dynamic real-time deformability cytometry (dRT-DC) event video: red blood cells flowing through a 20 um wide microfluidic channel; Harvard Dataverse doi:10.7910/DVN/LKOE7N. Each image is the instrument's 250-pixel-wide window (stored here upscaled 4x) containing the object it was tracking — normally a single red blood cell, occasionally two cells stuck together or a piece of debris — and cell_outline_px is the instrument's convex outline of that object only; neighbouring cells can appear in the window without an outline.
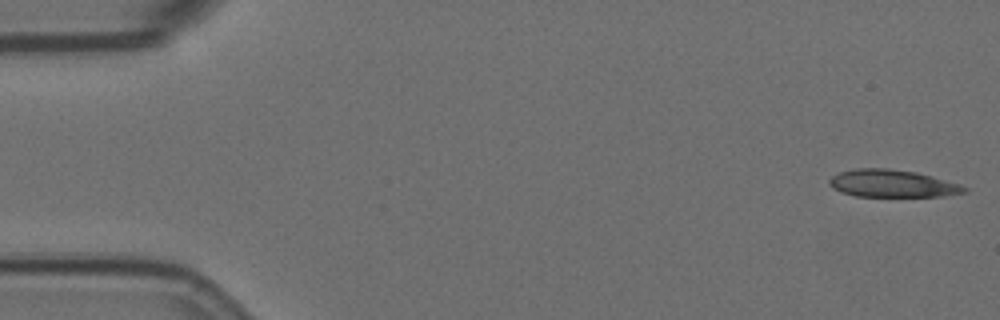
{"species": "Egyptian fruit bat (a non-hibernating species)", "species_latin": "Rousettus aegyptiacus", "temperature_condition": "room temperature", "stored_images_in_passage": 57, "segment_of_instrument_passage": [1, 2], "camera_frame_rate_fps": 3000, "um_per_image_px": 0.085, "animal": {"sex": "female"}, "frame": {"image": 1, "passage_image": 1, "time_ms": 0.0, "image_size_px": [1000, 320], "cell_outline_px": [[968, 192], [944, 196], [856, 196], [840, 192], [832, 188], [828, 184], [828, 180], [836, 172], [856, 168], [888, 168], [916, 172], [932, 176], [960, 184], [968, 188]], "centroid_in_image_um": [75.81, 15.59], "position_along_channel_um": 9.2, "area_um2": 21.79}}
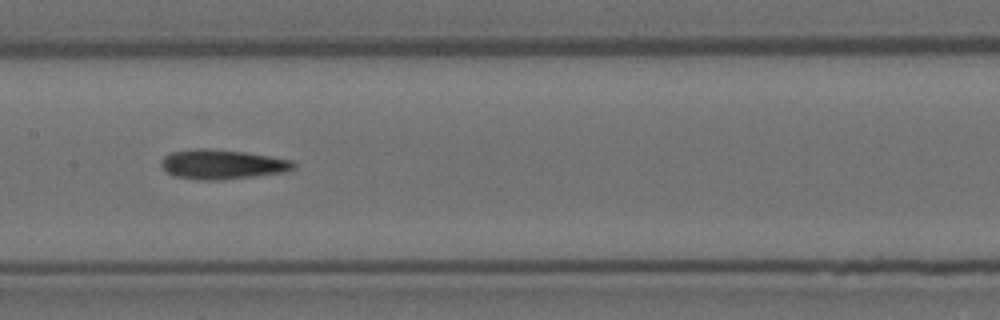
{"frame": {"image": 2, "passage_image": 27, "time_ms": 8.667, "image_size_px": [1000, 320], "cell_outline_px": [[296, 168], [288, 172], [256, 176], [220, 180], [200, 180], [172, 176], [160, 164], [164, 156], [172, 152], [196, 148], [208, 148], [244, 152], [292, 160], [296, 164]], "centroid_in_image_um": [18.91, 13.98], "position_along_channel_um": 188.5, "area_um2": 22.95}}
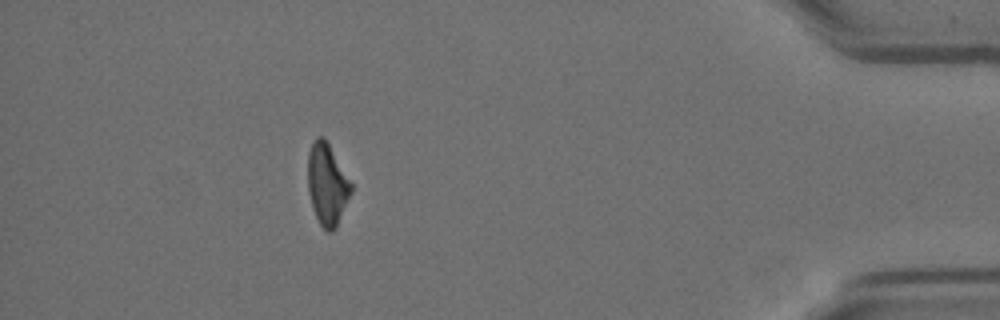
{"frame": {"image": 3, "passage_image": 50, "time_ms": 16.333, "image_size_px": [1000, 320], "cell_outline_px": [[352, 192], [336, 228], [332, 232], [328, 232], [320, 224], [312, 208], [308, 192], [308, 152], [316, 136], [324, 136], [352, 184]], "centroid_in_image_um": [27.8, 15.67], "position_along_channel_um": 407.4, "area_um2": 20.52}}